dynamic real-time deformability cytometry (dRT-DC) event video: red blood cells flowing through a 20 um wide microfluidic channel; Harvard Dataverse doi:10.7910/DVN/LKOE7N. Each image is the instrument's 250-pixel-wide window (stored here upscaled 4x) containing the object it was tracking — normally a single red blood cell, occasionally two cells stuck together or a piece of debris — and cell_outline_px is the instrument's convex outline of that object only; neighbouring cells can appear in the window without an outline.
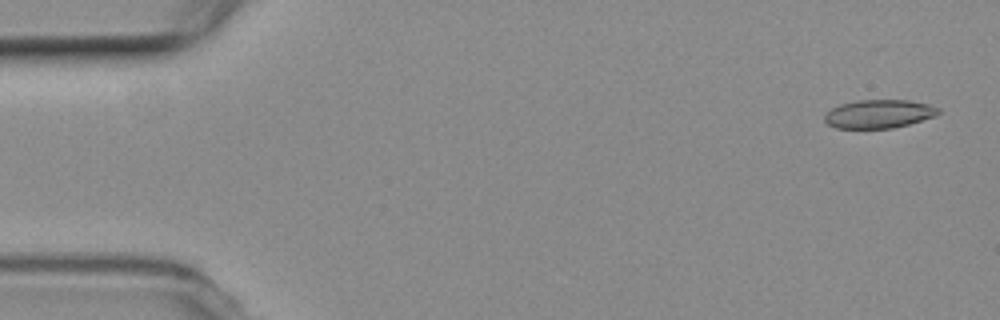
{"species": "common noctule bat (a hibernating species)", "species_latin": "Nyctalus noctula", "temperature_condition": "room temperature", "stored_images_in_passage": 5, "camera_frame_rate_fps": 3000, "um_per_image_px": 0.085, "animal": {"sex": "female", "body_mass_g": 19.3, "forearm_length_mm": 54.1}, "frame": {"image": 1, "passage_image": 1, "time_ms": 0.0, "image_size_px": [1000, 320], "cell_outline_px": [[940, 112], [936, 116], [908, 124], [892, 128], [836, 128], [828, 124], [824, 120], [824, 116], [832, 108], [840, 104], [856, 100], [908, 100], [928, 104], [940, 108]], "centroid_in_image_um": [74.71, 9.68], "position_along_channel_um": 10.3, "area_um2": 18.84}}
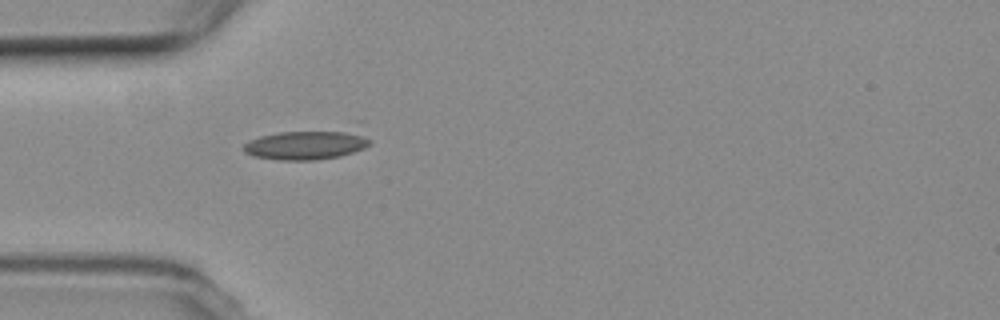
{"frame": {"image": 2, "passage_image": 5, "time_ms": 4.667, "image_size_px": [1000, 320], "cell_outline_px": [[372, 140], [364, 148], [340, 156], [316, 160], [280, 160], [252, 156], [244, 152], [244, 144], [260, 136], [276, 132], [356, 120], [364, 120]], "centroid_in_image_um": [26.48, 12.08], "position_along_channel_um": 58.5, "area_um2": 25.61}}